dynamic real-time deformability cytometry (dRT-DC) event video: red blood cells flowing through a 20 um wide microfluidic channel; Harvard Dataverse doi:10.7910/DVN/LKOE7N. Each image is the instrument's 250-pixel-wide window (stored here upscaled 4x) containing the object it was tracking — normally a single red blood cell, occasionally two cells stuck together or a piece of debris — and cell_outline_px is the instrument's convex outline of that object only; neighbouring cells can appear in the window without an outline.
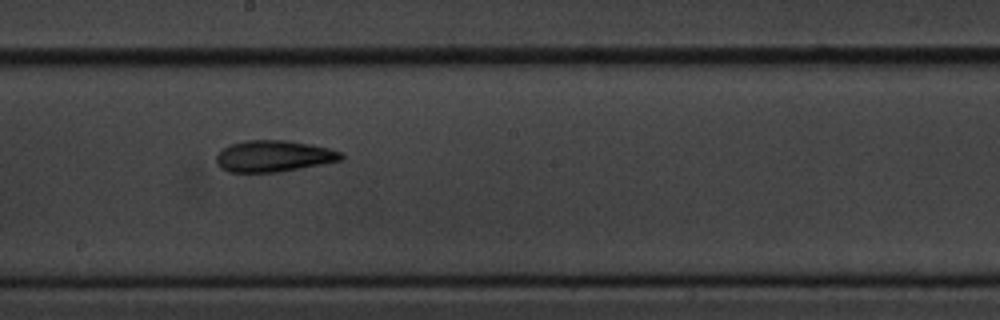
{"species": "common noctule bat (a hibernating species)", "species_latin": "Nyctalus noctula", "temperature_condition": "cold", "stored_images_in_passage": 10, "camera_frame_rate_fps": 3000, "um_per_image_px": 0.085, "animal": {"sex": "male", "body_mass_g": 20.1, "forearm_length_mm": 53.5}, "frame": {"image": 1, "passage_image": 9, "time_ms": 10.333, "image_size_px": [1000, 320], "cell_outline_px": [[344, 156], [340, 160], [324, 164], [280, 172], [228, 172], [220, 168], [216, 164], [216, 156], [228, 144], [244, 140], [288, 140], [312, 144], [328, 148], [340, 152]], "centroid_in_image_um": [23.24, 13.27], "position_along_channel_um": 225.0, "area_um2": 23.06}}
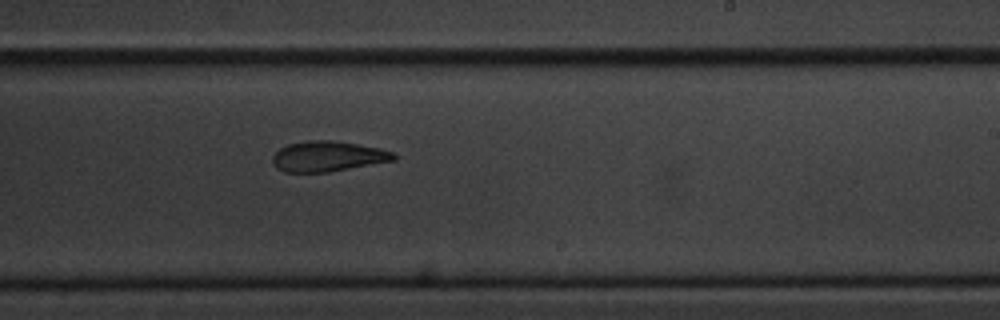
{"frame": {"image": 2, "passage_image": 10, "time_ms": 11.333, "image_size_px": [1000, 320], "cell_outline_px": [[396, 160], [328, 172], [284, 172], [276, 168], [272, 164], [272, 156], [280, 148], [288, 144], [308, 140], [332, 140], [380, 148], [392, 152], [396, 156]], "centroid_in_image_um": [27.83, 13.29], "position_along_channel_um": 261.2, "area_um2": 21.44}}